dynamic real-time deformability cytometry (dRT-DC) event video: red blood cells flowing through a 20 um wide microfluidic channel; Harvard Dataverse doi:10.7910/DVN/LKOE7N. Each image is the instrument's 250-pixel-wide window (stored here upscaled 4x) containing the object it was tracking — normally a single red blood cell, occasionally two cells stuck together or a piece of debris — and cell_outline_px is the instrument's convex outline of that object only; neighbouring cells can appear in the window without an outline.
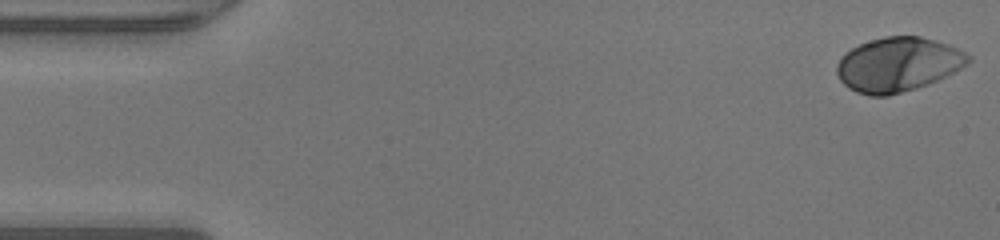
{"species": "human", "species_latin": "Homo sapiens", "temperature_condition": "warm", "stored_images_in_passage": 48, "camera_frame_rate_fps": 3000, "um_per_image_px": 0.085, "donor": {"sex": "male"}, "frame": {"image": 1, "passage_image": 1, "time_ms": 0.0, "image_size_px": [1000, 240], "cell_outline_px": [[972, 60], [968, 64], [928, 84], [916, 88], [888, 96], [868, 96], [856, 92], [848, 88], [840, 80], [836, 72], [836, 64], [840, 56], [844, 52], [860, 44], [884, 36], [920, 36], [948, 44], [972, 56]], "centroid_in_image_um": [76.29, 5.48], "position_along_channel_um": 8.7, "area_um2": 41.62}}
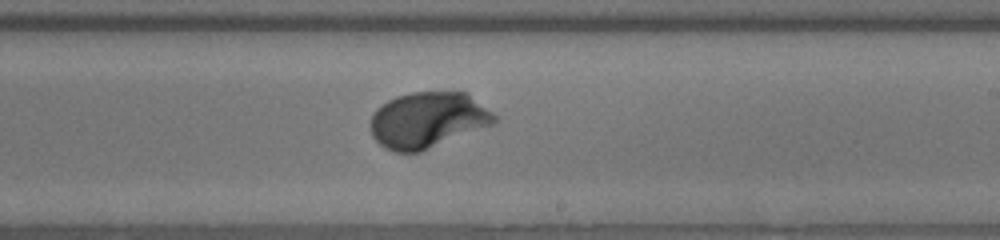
{"frame": {"image": 2, "passage_image": 28, "time_ms": 9.0, "image_size_px": [1000, 240], "cell_outline_px": [[500, 120], [496, 124], [420, 152], [396, 152], [384, 148], [372, 136], [368, 124], [376, 108], [388, 100], [396, 96], [412, 92], [464, 92], [500, 116]], "centroid_in_image_um": [36.38, 10.21], "position_along_channel_um": 252.6, "area_um2": 40.86}}
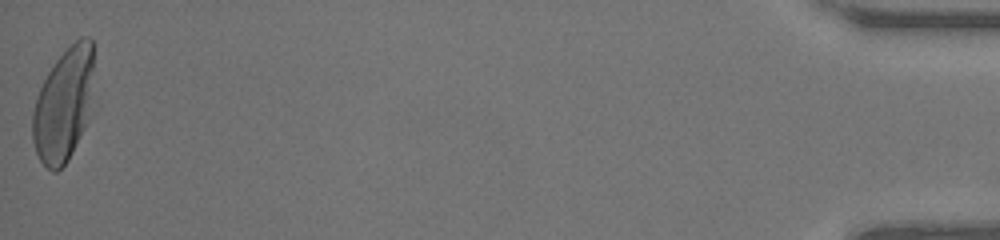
{"frame": {"image": 3, "passage_image": 48, "time_ms": 15.667, "image_size_px": [1000, 240], "cell_outline_px": [[92, 68], [88, 120], [68, 160], [56, 172], [52, 172], [40, 160], [36, 152], [32, 140], [32, 112], [40, 88], [48, 72], [56, 60], [80, 36], [88, 36], [92, 40]], "centroid_in_image_um": [5.37, 8.93], "position_along_channel_um": 429.8, "area_um2": 39.71}, "authors_computed_cell_mechanics": {"area_um2": 40.0265, "velocity_mm_per_s": 4.2557, "shape_relaxation_time_tau1_ms": 1.988, "shape_relaxation_time_tau2_ms": null, "deformation_change_tau1": 0.1636, "deformation_change_tau2": null}}